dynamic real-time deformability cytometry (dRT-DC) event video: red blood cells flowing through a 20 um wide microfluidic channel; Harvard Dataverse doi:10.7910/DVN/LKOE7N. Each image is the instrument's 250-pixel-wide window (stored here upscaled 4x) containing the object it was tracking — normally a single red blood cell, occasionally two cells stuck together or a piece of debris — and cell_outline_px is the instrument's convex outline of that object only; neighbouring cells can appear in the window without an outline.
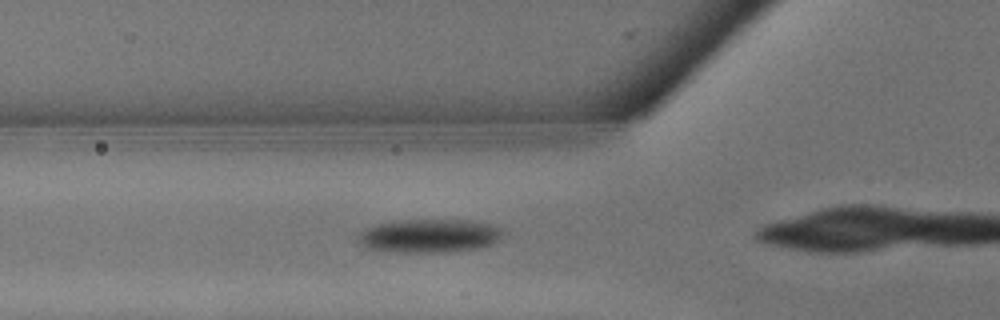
{"species": "common noctule bat (a hibernating species)", "species_latin": "Nyctalus noctula", "temperature_condition": "warm", "stored_images_in_passage": 10, "camera_frame_rate_fps": 3000, "um_per_image_px": 0.085, "animal": {"sex": "male", "body_mass_g": 13.3}, "frame": {"image": 1, "passage_image": 7, "time_ms": 2.0, "image_size_px": [1000, 320], "cell_outline_px": [[504, 232], [500, 240], [492, 244], [480, 248], [448, 252], [404, 252], [364, 248], [356, 244], [356, 240], [360, 232], [376, 224], [396, 220], [472, 220], [496, 224], [504, 228]], "centroid_in_image_um": [36.54, 20.04], "position_along_channel_um": 89.3, "area_um2": 28.9}}